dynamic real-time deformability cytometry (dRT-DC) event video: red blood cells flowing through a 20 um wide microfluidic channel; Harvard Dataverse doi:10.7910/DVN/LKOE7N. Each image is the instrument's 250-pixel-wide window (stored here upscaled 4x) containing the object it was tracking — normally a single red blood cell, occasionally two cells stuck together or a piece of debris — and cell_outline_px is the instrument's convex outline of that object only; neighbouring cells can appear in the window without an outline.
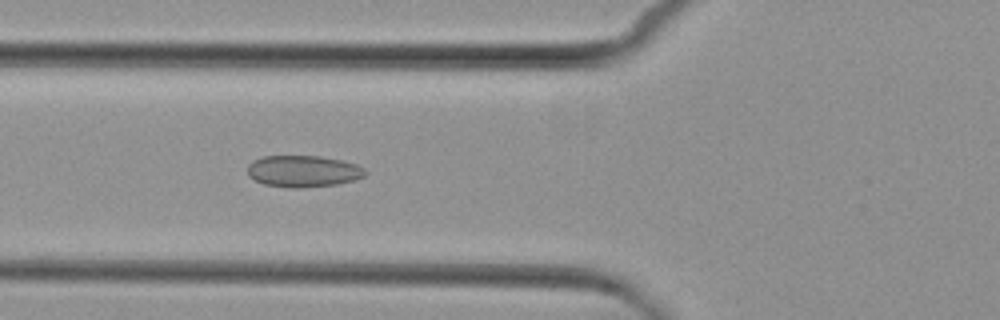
{"species": "common noctule bat (a hibernating species)", "species_latin": "Nyctalus noctula", "temperature_condition": "cold", "stored_images_in_passage": 5, "camera_frame_rate_fps": 3000, "um_per_image_px": 0.085, "animal": {"sex": "female", "body_mass_g": 29.2, "forearm_length_mm": 56.3}, "frame": {"image": 1, "passage_image": 4, "time_ms": 3.333, "image_size_px": [1000, 320], "cell_outline_px": [[368, 172], [364, 176], [352, 180], [336, 184], [300, 188], [288, 188], [264, 184], [248, 176], [248, 164], [252, 160], [264, 156], [320, 156], [340, 160], [356, 164], [364, 168]], "centroid_in_image_um": [25.75, 14.55], "position_along_channel_um": 100.0, "area_um2": 21.68}}